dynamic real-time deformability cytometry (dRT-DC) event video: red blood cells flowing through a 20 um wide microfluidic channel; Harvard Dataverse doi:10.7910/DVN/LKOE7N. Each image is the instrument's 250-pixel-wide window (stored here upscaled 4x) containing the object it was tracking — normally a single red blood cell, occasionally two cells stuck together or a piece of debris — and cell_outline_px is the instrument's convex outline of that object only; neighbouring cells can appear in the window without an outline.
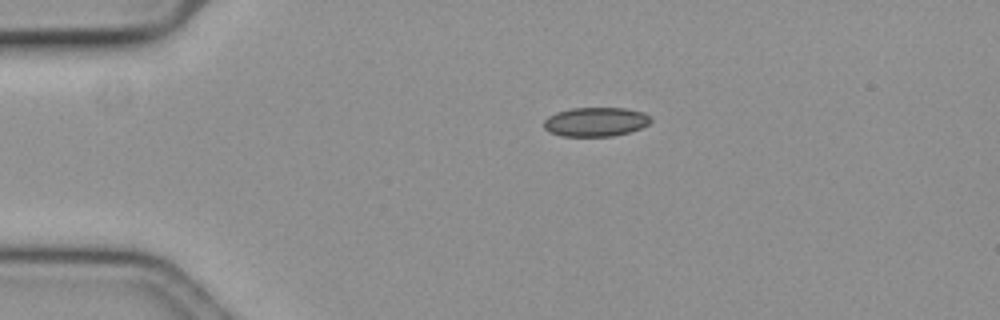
{"species": "common noctule bat (a hibernating species)", "species_latin": "Nyctalus noctula", "temperature_condition": "cold", "stored_images_in_passage": 47, "camera_frame_rate_fps": 3000, "um_per_image_px": 0.085, "animal": {"sex": "female", "body_mass_g": 19.3, "forearm_length_mm": 54.1}, "frame": {"image": 1, "passage_image": 1, "time_ms": 0.0, "image_size_px": [1000, 320], "cell_outline_px": [[652, 120], [648, 124], [640, 128], [628, 132], [612, 136], [560, 136], [548, 132], [544, 128], [544, 120], [548, 116], [556, 112], [572, 108], [624, 108], [644, 112], [652, 116]], "centroid_in_image_um": [50.62, 10.35], "position_along_channel_um": 34.4, "area_um2": 18.26}}
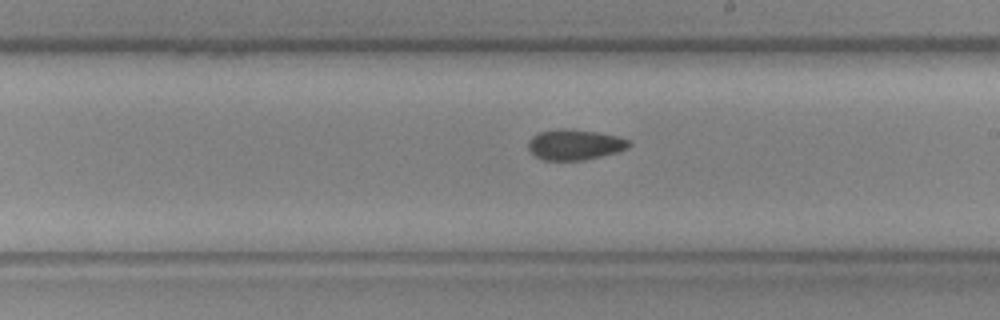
{"frame": {"image": 2, "passage_image": 22, "time_ms": 7.0, "image_size_px": [1000, 320], "cell_outline_px": [[632, 144], [628, 148], [616, 152], [584, 160], [544, 160], [536, 156], [528, 148], [528, 140], [532, 136], [540, 132], [556, 128], [572, 128], [620, 136], [628, 140]], "centroid_in_image_um": [48.86, 12.27], "position_along_channel_um": 240.1, "area_um2": 18.03}}
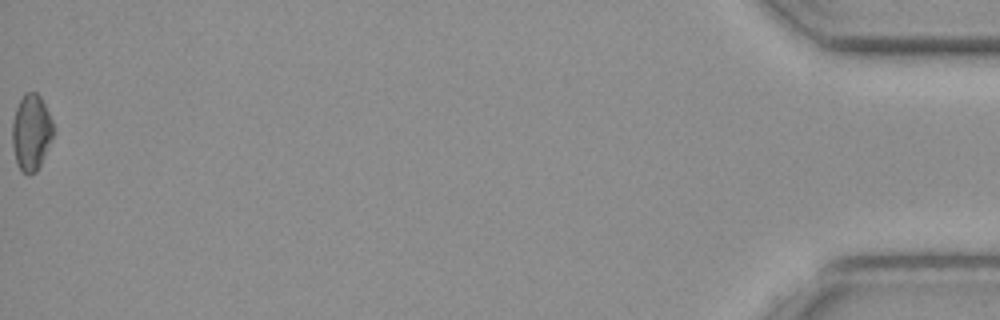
{"frame": {"image": 3, "passage_image": 47, "time_ms": 15.333, "image_size_px": [1000, 320], "cell_outline_px": [[56, 132], [36, 172], [28, 176], [20, 172], [16, 160], [12, 144], [12, 120], [16, 108], [24, 92], [36, 92], [40, 96], [52, 120]], "centroid_in_image_um": [2.66, 11.27], "position_along_channel_um": 432.5, "area_um2": 18.5}}